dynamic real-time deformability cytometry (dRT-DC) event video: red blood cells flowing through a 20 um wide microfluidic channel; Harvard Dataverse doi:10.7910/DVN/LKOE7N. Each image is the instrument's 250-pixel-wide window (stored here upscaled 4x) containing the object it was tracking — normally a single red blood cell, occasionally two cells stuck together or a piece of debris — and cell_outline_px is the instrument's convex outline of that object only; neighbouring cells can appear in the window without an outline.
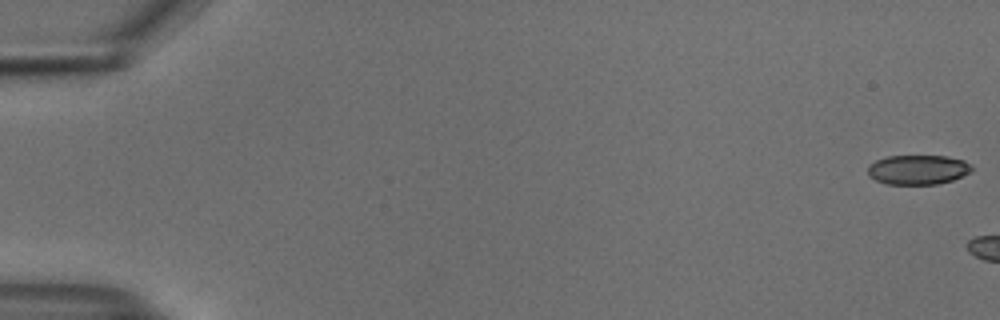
{"species": "common noctule bat (a hibernating species)", "species_latin": "Nyctalus noctula", "temperature_condition": "cold", "stored_images_in_passage": 6, "camera_frame_rate_fps": 3000, "um_per_image_px": 0.085, "animal": {"sex": "male", "body_mass_g": 18.8}, "frame": {"image": 1, "passage_image": 1, "time_ms": 0.0, "image_size_px": [1000, 320], "cell_outline_px": [[972, 172], [952, 180], [936, 184], [888, 184], [876, 180], [868, 176], [868, 168], [876, 160], [888, 156], [944, 156], [964, 160], [972, 164]], "centroid_in_image_um": [78.05, 14.42], "position_along_channel_um": 6.9, "area_um2": 17.86}}